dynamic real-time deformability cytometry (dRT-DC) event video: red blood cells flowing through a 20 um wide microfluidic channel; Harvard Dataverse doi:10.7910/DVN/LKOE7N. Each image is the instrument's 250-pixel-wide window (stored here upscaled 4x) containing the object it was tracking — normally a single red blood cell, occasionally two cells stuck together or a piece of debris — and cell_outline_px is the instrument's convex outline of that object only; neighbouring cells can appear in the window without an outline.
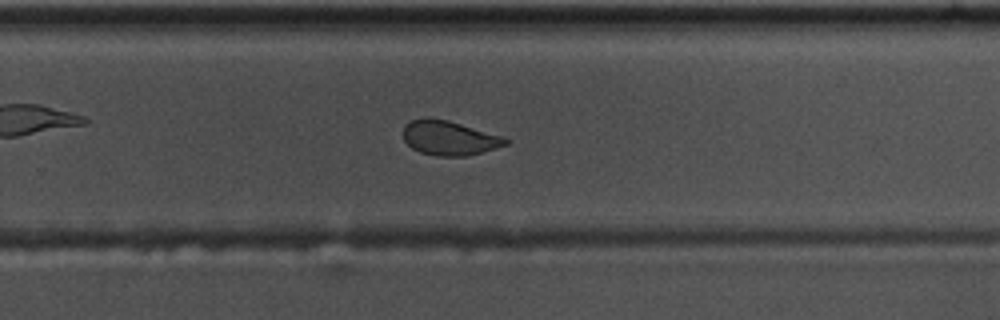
{"species": "common noctule bat (a hibernating species)", "species_latin": "Nyctalus noctula", "temperature_condition": "warm", "stored_images_in_passage": 39, "camera_frame_rate_fps": 3000, "um_per_image_px": 0.085, "animal": {"sex": "male", "body_mass_g": 17.5, "forearm_length_mm": 52.3}, "frame": {"image": 1, "passage_image": 23, "time_ms": 7.333, "image_size_px": [1000, 320], "cell_outline_px": [[512, 140], [508, 144], [496, 148], [464, 156], [436, 156], [420, 152], [412, 148], [404, 140], [404, 124], [412, 120], [448, 120], [500, 136]], "centroid_in_image_um": [38.2, 11.76], "position_along_channel_um": 291.6, "area_um2": 19.94}}